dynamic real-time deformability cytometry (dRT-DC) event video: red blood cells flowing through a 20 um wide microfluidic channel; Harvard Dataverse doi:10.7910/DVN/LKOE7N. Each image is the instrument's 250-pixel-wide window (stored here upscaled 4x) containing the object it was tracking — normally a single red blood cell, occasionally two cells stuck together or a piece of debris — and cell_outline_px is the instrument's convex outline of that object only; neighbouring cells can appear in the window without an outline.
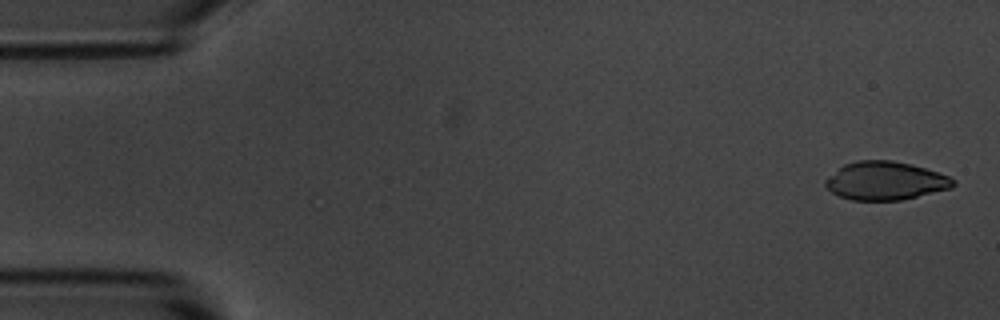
{"species": "common noctule bat (a hibernating species)", "species_latin": "Nyctalus noctula", "temperature_condition": "room temperature", "stored_images_in_passage": 6, "camera_frame_rate_fps": 3000, "um_per_image_px": 0.085, "animal": {"sex": "male", "body_mass_g": 20.1, "forearm_length_mm": 53.5}, "frame": {"image": 1, "passage_image": 1, "time_ms": 0.0, "image_size_px": [1000, 320], "cell_outline_px": [[956, 184], [952, 188], [900, 200], [852, 200], [840, 196], [832, 192], [824, 184], [824, 180], [844, 164], [856, 160], [892, 160], [912, 164], [948, 176], [956, 180]], "centroid_in_image_um": [75.26, 15.36], "position_along_channel_um": 9.7, "area_um2": 28.44}}